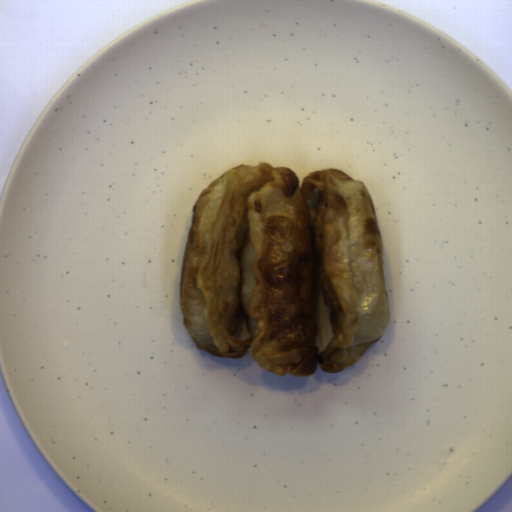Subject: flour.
Instances as JSON below:
<instances>
[{"label": "flour", "instance_id": "c2a2500e", "mask_svg": "<svg viewBox=\"0 0 512 512\" xmlns=\"http://www.w3.org/2000/svg\"><path fill=\"white\" fill-rule=\"evenodd\" d=\"M319 290L334 337L319 353ZM179 303L197 351L246 354L278 376L338 374L390 323L373 198L339 167L239 164L202 189L183 249ZM243 310L250 337L236 339Z\"/></svg>", "mask_w": 512, "mask_h": 512}]
</instances>
